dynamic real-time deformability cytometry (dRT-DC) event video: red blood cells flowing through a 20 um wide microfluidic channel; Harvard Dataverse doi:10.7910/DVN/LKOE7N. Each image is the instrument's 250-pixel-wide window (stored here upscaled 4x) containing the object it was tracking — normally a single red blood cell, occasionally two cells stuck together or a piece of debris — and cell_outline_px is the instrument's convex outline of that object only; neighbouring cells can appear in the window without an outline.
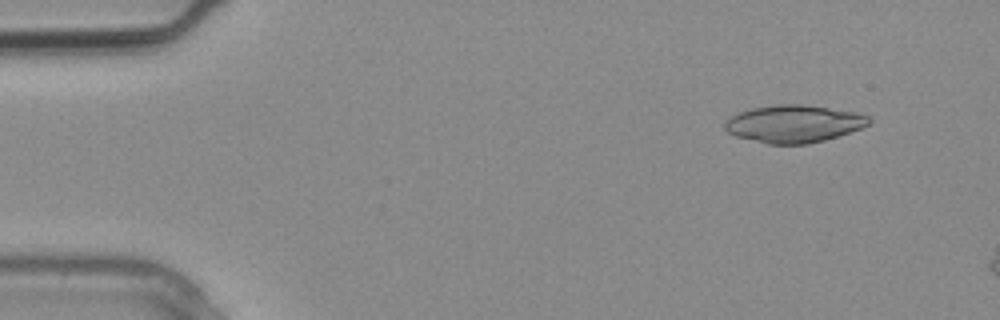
{"species": "common noctule bat (a hibernating species)", "species_latin": "Nyctalus noctula", "temperature_condition": "warm", "stored_images_in_passage": 4, "camera_frame_rate_fps": 3000, "um_per_image_px": 0.085, "animal": {"sex": "male", "body_mass_g": 20.4}, "frame": {"image": 1, "passage_image": 1, "time_ms": 0.0, "image_size_px": [1000, 320], "cell_outline_px": [[872, 120], [868, 124], [860, 128], [824, 140], [808, 144], [768, 144], [736, 136], [728, 132], [724, 128], [724, 120], [740, 112], [752, 108], [776, 104], [804, 104], [856, 112], [868, 116]], "centroid_in_image_um": [67.45, 10.51], "position_along_channel_um": 17.6, "area_um2": 31.33}}